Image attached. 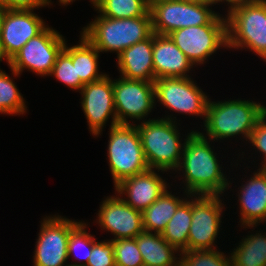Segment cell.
<instances>
[{
    "label": "cell",
    "mask_w": 266,
    "mask_h": 266,
    "mask_svg": "<svg viewBox=\"0 0 266 266\" xmlns=\"http://www.w3.org/2000/svg\"><path fill=\"white\" fill-rule=\"evenodd\" d=\"M212 148L198 130L186 138L180 165L175 170L182 171L185 195H221L231 188Z\"/></svg>",
    "instance_id": "6da1fadb"
},
{
    "label": "cell",
    "mask_w": 266,
    "mask_h": 266,
    "mask_svg": "<svg viewBox=\"0 0 266 266\" xmlns=\"http://www.w3.org/2000/svg\"><path fill=\"white\" fill-rule=\"evenodd\" d=\"M209 101L206 108V119L203 121L206 134L211 140H224L242 136L249 140L252 130L259 119L266 113V106L253 100Z\"/></svg>",
    "instance_id": "7a4b0ae2"
},
{
    "label": "cell",
    "mask_w": 266,
    "mask_h": 266,
    "mask_svg": "<svg viewBox=\"0 0 266 266\" xmlns=\"http://www.w3.org/2000/svg\"><path fill=\"white\" fill-rule=\"evenodd\" d=\"M172 116L149 118L136 125L149 169L170 172L172 169L175 171L180 165L185 140L194 130L187 133L182 143L176 117Z\"/></svg>",
    "instance_id": "3957f363"
},
{
    "label": "cell",
    "mask_w": 266,
    "mask_h": 266,
    "mask_svg": "<svg viewBox=\"0 0 266 266\" xmlns=\"http://www.w3.org/2000/svg\"><path fill=\"white\" fill-rule=\"evenodd\" d=\"M152 16L114 19L95 17L82 28V34L99 52H116L148 39L153 34Z\"/></svg>",
    "instance_id": "277c9868"
},
{
    "label": "cell",
    "mask_w": 266,
    "mask_h": 266,
    "mask_svg": "<svg viewBox=\"0 0 266 266\" xmlns=\"http://www.w3.org/2000/svg\"><path fill=\"white\" fill-rule=\"evenodd\" d=\"M225 16L227 49L246 47L266 62V0H250Z\"/></svg>",
    "instance_id": "5b68a950"
},
{
    "label": "cell",
    "mask_w": 266,
    "mask_h": 266,
    "mask_svg": "<svg viewBox=\"0 0 266 266\" xmlns=\"http://www.w3.org/2000/svg\"><path fill=\"white\" fill-rule=\"evenodd\" d=\"M109 130L107 158L115 187L126 178L145 172L149 167L136 123L117 124Z\"/></svg>",
    "instance_id": "8992f818"
},
{
    "label": "cell",
    "mask_w": 266,
    "mask_h": 266,
    "mask_svg": "<svg viewBox=\"0 0 266 266\" xmlns=\"http://www.w3.org/2000/svg\"><path fill=\"white\" fill-rule=\"evenodd\" d=\"M168 36L195 66L202 65L221 47H227L226 16L219 13L209 24L180 28Z\"/></svg>",
    "instance_id": "52a82bcc"
},
{
    "label": "cell",
    "mask_w": 266,
    "mask_h": 266,
    "mask_svg": "<svg viewBox=\"0 0 266 266\" xmlns=\"http://www.w3.org/2000/svg\"><path fill=\"white\" fill-rule=\"evenodd\" d=\"M65 38L48 25L10 59L12 75L18 77L25 69L40 76H49Z\"/></svg>",
    "instance_id": "ba28073f"
},
{
    "label": "cell",
    "mask_w": 266,
    "mask_h": 266,
    "mask_svg": "<svg viewBox=\"0 0 266 266\" xmlns=\"http://www.w3.org/2000/svg\"><path fill=\"white\" fill-rule=\"evenodd\" d=\"M36 239L33 266H67L70 232L81 222L60 215L46 216Z\"/></svg>",
    "instance_id": "9c48e42d"
},
{
    "label": "cell",
    "mask_w": 266,
    "mask_h": 266,
    "mask_svg": "<svg viewBox=\"0 0 266 266\" xmlns=\"http://www.w3.org/2000/svg\"><path fill=\"white\" fill-rule=\"evenodd\" d=\"M155 102L173 112L195 115L206 119V108L209 96L188 78H161L154 81Z\"/></svg>",
    "instance_id": "30bf717a"
},
{
    "label": "cell",
    "mask_w": 266,
    "mask_h": 266,
    "mask_svg": "<svg viewBox=\"0 0 266 266\" xmlns=\"http://www.w3.org/2000/svg\"><path fill=\"white\" fill-rule=\"evenodd\" d=\"M211 9L209 5L182 0L158 3L150 9L153 32L168 35L180 28L209 24L219 14Z\"/></svg>",
    "instance_id": "8fae6325"
},
{
    "label": "cell",
    "mask_w": 266,
    "mask_h": 266,
    "mask_svg": "<svg viewBox=\"0 0 266 266\" xmlns=\"http://www.w3.org/2000/svg\"><path fill=\"white\" fill-rule=\"evenodd\" d=\"M194 196V198H193ZM220 195H192L188 250H214L225 205ZM224 205V206H223Z\"/></svg>",
    "instance_id": "7c38bea8"
},
{
    "label": "cell",
    "mask_w": 266,
    "mask_h": 266,
    "mask_svg": "<svg viewBox=\"0 0 266 266\" xmlns=\"http://www.w3.org/2000/svg\"><path fill=\"white\" fill-rule=\"evenodd\" d=\"M113 96L118 124H132L129 118L147 121L146 116L157 104L154 82L129 80L120 76L113 80Z\"/></svg>",
    "instance_id": "4fadbf2b"
},
{
    "label": "cell",
    "mask_w": 266,
    "mask_h": 266,
    "mask_svg": "<svg viewBox=\"0 0 266 266\" xmlns=\"http://www.w3.org/2000/svg\"><path fill=\"white\" fill-rule=\"evenodd\" d=\"M79 92L82 95V110L92 135H101L109 117L112 120L110 127L118 124L114 107L113 80L108 74L97 81L85 84Z\"/></svg>",
    "instance_id": "5bb4252c"
},
{
    "label": "cell",
    "mask_w": 266,
    "mask_h": 266,
    "mask_svg": "<svg viewBox=\"0 0 266 266\" xmlns=\"http://www.w3.org/2000/svg\"><path fill=\"white\" fill-rule=\"evenodd\" d=\"M47 25L33 9H5L0 29V44L11 59L31 38Z\"/></svg>",
    "instance_id": "9a60e30c"
},
{
    "label": "cell",
    "mask_w": 266,
    "mask_h": 266,
    "mask_svg": "<svg viewBox=\"0 0 266 266\" xmlns=\"http://www.w3.org/2000/svg\"><path fill=\"white\" fill-rule=\"evenodd\" d=\"M101 203L96 222L114 235L111 240L133 239L144 231L142 212L125 203L121 196H107Z\"/></svg>",
    "instance_id": "2e32d148"
},
{
    "label": "cell",
    "mask_w": 266,
    "mask_h": 266,
    "mask_svg": "<svg viewBox=\"0 0 266 266\" xmlns=\"http://www.w3.org/2000/svg\"><path fill=\"white\" fill-rule=\"evenodd\" d=\"M148 169L143 173L126 178L115 186V191L121 199L129 206L143 212L154 201H156L165 190L169 188V183L160 177L159 171ZM126 196V197H125Z\"/></svg>",
    "instance_id": "e0dca14e"
},
{
    "label": "cell",
    "mask_w": 266,
    "mask_h": 266,
    "mask_svg": "<svg viewBox=\"0 0 266 266\" xmlns=\"http://www.w3.org/2000/svg\"><path fill=\"white\" fill-rule=\"evenodd\" d=\"M238 192L240 223L243 228H252L266 223V169L258 168Z\"/></svg>",
    "instance_id": "ac0fdd59"
},
{
    "label": "cell",
    "mask_w": 266,
    "mask_h": 266,
    "mask_svg": "<svg viewBox=\"0 0 266 266\" xmlns=\"http://www.w3.org/2000/svg\"><path fill=\"white\" fill-rule=\"evenodd\" d=\"M152 59L155 79L191 77L188 73L194 64L168 35L153 33Z\"/></svg>",
    "instance_id": "d6986e66"
},
{
    "label": "cell",
    "mask_w": 266,
    "mask_h": 266,
    "mask_svg": "<svg viewBox=\"0 0 266 266\" xmlns=\"http://www.w3.org/2000/svg\"><path fill=\"white\" fill-rule=\"evenodd\" d=\"M153 34L117 56V65L120 76L129 80H143L154 82V66L152 59Z\"/></svg>",
    "instance_id": "ffe728a7"
},
{
    "label": "cell",
    "mask_w": 266,
    "mask_h": 266,
    "mask_svg": "<svg viewBox=\"0 0 266 266\" xmlns=\"http://www.w3.org/2000/svg\"><path fill=\"white\" fill-rule=\"evenodd\" d=\"M144 266H173L179 260L180 252L170 245L161 233L143 231L135 237ZM178 252V253H177Z\"/></svg>",
    "instance_id": "44dd1931"
},
{
    "label": "cell",
    "mask_w": 266,
    "mask_h": 266,
    "mask_svg": "<svg viewBox=\"0 0 266 266\" xmlns=\"http://www.w3.org/2000/svg\"><path fill=\"white\" fill-rule=\"evenodd\" d=\"M190 196L187 194L185 198H179L172 192L170 193L168 189L165 190L156 201L142 212L144 231L162 233L178 207Z\"/></svg>",
    "instance_id": "7402d4cb"
},
{
    "label": "cell",
    "mask_w": 266,
    "mask_h": 266,
    "mask_svg": "<svg viewBox=\"0 0 266 266\" xmlns=\"http://www.w3.org/2000/svg\"><path fill=\"white\" fill-rule=\"evenodd\" d=\"M79 44L68 47L65 42L63 49L71 56L72 63H76L77 76L84 83H91L101 79L106 73H99L98 59L100 52L82 34Z\"/></svg>",
    "instance_id": "603a6c76"
},
{
    "label": "cell",
    "mask_w": 266,
    "mask_h": 266,
    "mask_svg": "<svg viewBox=\"0 0 266 266\" xmlns=\"http://www.w3.org/2000/svg\"><path fill=\"white\" fill-rule=\"evenodd\" d=\"M191 216L192 195L178 207L176 213L161 233V236L179 252L188 251V235L192 222Z\"/></svg>",
    "instance_id": "cb8c5ba5"
},
{
    "label": "cell",
    "mask_w": 266,
    "mask_h": 266,
    "mask_svg": "<svg viewBox=\"0 0 266 266\" xmlns=\"http://www.w3.org/2000/svg\"><path fill=\"white\" fill-rule=\"evenodd\" d=\"M260 232L242 238L230 254L231 266H266V234Z\"/></svg>",
    "instance_id": "d4e9b609"
},
{
    "label": "cell",
    "mask_w": 266,
    "mask_h": 266,
    "mask_svg": "<svg viewBox=\"0 0 266 266\" xmlns=\"http://www.w3.org/2000/svg\"><path fill=\"white\" fill-rule=\"evenodd\" d=\"M94 9L101 16L124 19L151 16L145 0H97L93 3Z\"/></svg>",
    "instance_id": "484cf974"
},
{
    "label": "cell",
    "mask_w": 266,
    "mask_h": 266,
    "mask_svg": "<svg viewBox=\"0 0 266 266\" xmlns=\"http://www.w3.org/2000/svg\"><path fill=\"white\" fill-rule=\"evenodd\" d=\"M12 77L0 71V114H25L27 106L25 100L15 85Z\"/></svg>",
    "instance_id": "4316f807"
},
{
    "label": "cell",
    "mask_w": 266,
    "mask_h": 266,
    "mask_svg": "<svg viewBox=\"0 0 266 266\" xmlns=\"http://www.w3.org/2000/svg\"><path fill=\"white\" fill-rule=\"evenodd\" d=\"M87 223L85 222H80L71 232H70V237L68 240V258H70L75 252L78 250H83L85 249V253L83 256L81 255H76L74 254L73 257L75 258L74 260H79L78 262L74 263H69V265L73 266H85L88 262V259L91 255L92 251V246L96 242V238L93 237L90 233L87 232ZM79 253V252H78ZM79 257V259H78Z\"/></svg>",
    "instance_id": "83f0119b"
},
{
    "label": "cell",
    "mask_w": 266,
    "mask_h": 266,
    "mask_svg": "<svg viewBox=\"0 0 266 266\" xmlns=\"http://www.w3.org/2000/svg\"><path fill=\"white\" fill-rule=\"evenodd\" d=\"M182 266H231L230 256L218 249L180 252Z\"/></svg>",
    "instance_id": "f1b7e54d"
},
{
    "label": "cell",
    "mask_w": 266,
    "mask_h": 266,
    "mask_svg": "<svg viewBox=\"0 0 266 266\" xmlns=\"http://www.w3.org/2000/svg\"><path fill=\"white\" fill-rule=\"evenodd\" d=\"M49 76H54L58 81L73 90L80 91L85 85L77 76L76 63H72L71 56L64 49L57 55Z\"/></svg>",
    "instance_id": "f546056e"
},
{
    "label": "cell",
    "mask_w": 266,
    "mask_h": 266,
    "mask_svg": "<svg viewBox=\"0 0 266 266\" xmlns=\"http://www.w3.org/2000/svg\"><path fill=\"white\" fill-rule=\"evenodd\" d=\"M111 241L114 246L115 266H144L135 238Z\"/></svg>",
    "instance_id": "4dcf8cb0"
},
{
    "label": "cell",
    "mask_w": 266,
    "mask_h": 266,
    "mask_svg": "<svg viewBox=\"0 0 266 266\" xmlns=\"http://www.w3.org/2000/svg\"><path fill=\"white\" fill-rule=\"evenodd\" d=\"M85 266H115L114 246L111 240L96 241Z\"/></svg>",
    "instance_id": "1f68e13d"
},
{
    "label": "cell",
    "mask_w": 266,
    "mask_h": 266,
    "mask_svg": "<svg viewBox=\"0 0 266 266\" xmlns=\"http://www.w3.org/2000/svg\"><path fill=\"white\" fill-rule=\"evenodd\" d=\"M251 146L256 149L264 160H261L259 168L266 169V113L259 119L258 123L252 130L249 140ZM263 163V164H262Z\"/></svg>",
    "instance_id": "d6a6232c"
},
{
    "label": "cell",
    "mask_w": 266,
    "mask_h": 266,
    "mask_svg": "<svg viewBox=\"0 0 266 266\" xmlns=\"http://www.w3.org/2000/svg\"><path fill=\"white\" fill-rule=\"evenodd\" d=\"M5 9H33L38 10L47 4L44 0H0Z\"/></svg>",
    "instance_id": "836d02e7"
},
{
    "label": "cell",
    "mask_w": 266,
    "mask_h": 266,
    "mask_svg": "<svg viewBox=\"0 0 266 266\" xmlns=\"http://www.w3.org/2000/svg\"><path fill=\"white\" fill-rule=\"evenodd\" d=\"M250 0H213V6L214 4L216 5L217 3L220 2H228V10H227V14L230 13L231 11H233L234 9L241 7L242 5H244L245 3L249 2ZM230 4V5H229Z\"/></svg>",
    "instance_id": "e575fe53"
},
{
    "label": "cell",
    "mask_w": 266,
    "mask_h": 266,
    "mask_svg": "<svg viewBox=\"0 0 266 266\" xmlns=\"http://www.w3.org/2000/svg\"><path fill=\"white\" fill-rule=\"evenodd\" d=\"M4 59L6 60L8 66L10 67V58L6 55L2 45L0 44V62H2V60L4 61ZM0 71H3V70H1L0 68Z\"/></svg>",
    "instance_id": "d590c367"
},
{
    "label": "cell",
    "mask_w": 266,
    "mask_h": 266,
    "mask_svg": "<svg viewBox=\"0 0 266 266\" xmlns=\"http://www.w3.org/2000/svg\"><path fill=\"white\" fill-rule=\"evenodd\" d=\"M185 2H190V3H198V4H203V5H209L210 7L213 5V0H182Z\"/></svg>",
    "instance_id": "8d00e7d4"
},
{
    "label": "cell",
    "mask_w": 266,
    "mask_h": 266,
    "mask_svg": "<svg viewBox=\"0 0 266 266\" xmlns=\"http://www.w3.org/2000/svg\"><path fill=\"white\" fill-rule=\"evenodd\" d=\"M167 1H170V0H145V3L148 9L150 10L156 4L161 3V2H167Z\"/></svg>",
    "instance_id": "74e56055"
},
{
    "label": "cell",
    "mask_w": 266,
    "mask_h": 266,
    "mask_svg": "<svg viewBox=\"0 0 266 266\" xmlns=\"http://www.w3.org/2000/svg\"><path fill=\"white\" fill-rule=\"evenodd\" d=\"M44 1L48 5V7L52 4L51 0H44ZM73 1H76V0H59L58 2L66 6V5H69L71 2L73 3Z\"/></svg>",
    "instance_id": "f35d334b"
},
{
    "label": "cell",
    "mask_w": 266,
    "mask_h": 266,
    "mask_svg": "<svg viewBox=\"0 0 266 266\" xmlns=\"http://www.w3.org/2000/svg\"><path fill=\"white\" fill-rule=\"evenodd\" d=\"M5 8L0 4V29H1V21L4 14Z\"/></svg>",
    "instance_id": "ab89813d"
},
{
    "label": "cell",
    "mask_w": 266,
    "mask_h": 266,
    "mask_svg": "<svg viewBox=\"0 0 266 266\" xmlns=\"http://www.w3.org/2000/svg\"><path fill=\"white\" fill-rule=\"evenodd\" d=\"M173 266H182V264H181V262H180V260L175 264V265H173Z\"/></svg>",
    "instance_id": "60d3db41"
},
{
    "label": "cell",
    "mask_w": 266,
    "mask_h": 266,
    "mask_svg": "<svg viewBox=\"0 0 266 266\" xmlns=\"http://www.w3.org/2000/svg\"><path fill=\"white\" fill-rule=\"evenodd\" d=\"M97 0H90L89 2H91V4H93L94 2H96Z\"/></svg>",
    "instance_id": "b9f144b4"
}]
</instances>
